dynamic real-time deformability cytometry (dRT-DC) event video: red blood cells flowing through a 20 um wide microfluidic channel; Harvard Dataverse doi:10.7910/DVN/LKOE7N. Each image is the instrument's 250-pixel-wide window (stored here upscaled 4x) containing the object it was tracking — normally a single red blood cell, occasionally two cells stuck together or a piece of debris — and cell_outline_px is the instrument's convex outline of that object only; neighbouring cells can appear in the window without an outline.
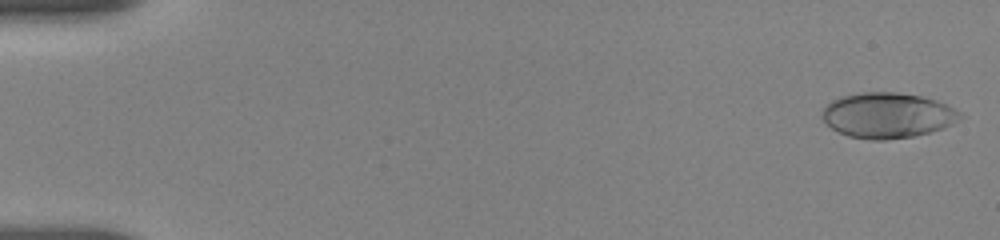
{"species": "human", "species_latin": "Homo sapiens", "temperature_condition": "room temperature", "stored_images_in_passage": 54, "camera_frame_rate_fps": 3000, "um_per_image_px": 0.085, "donor": {"sex": "female"}, "frame": {"image": 1, "passage_image": 1, "time_ms": 0.0, "image_size_px": [1000, 240], "cell_outline_px": [[964, 116], [952, 124], [944, 128], [912, 136], [884, 140], [872, 140], [848, 136], [832, 128], [820, 116], [824, 108], [832, 100], [840, 96], [860, 92], [896, 92], [924, 96], [936, 100], [960, 112]], "centroid_in_image_um": [75.43, 9.79], "position_along_channel_um": 9.6, "area_um2": 36.41}}
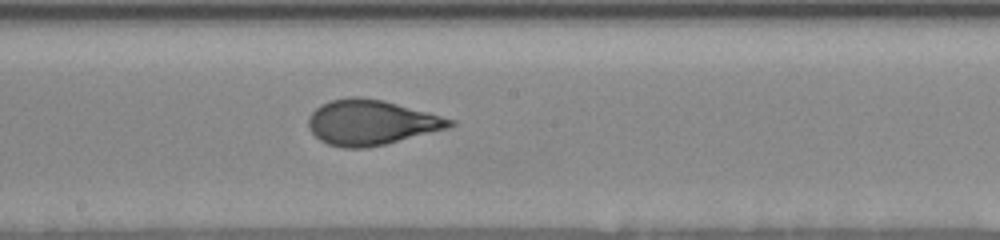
{"frame": {"image": 2, "passage_image": 30, "time_ms": 9.667, "image_size_px": [1000, 240], "cell_outline_px": [[456, 124], [448, 128], [384, 144], [364, 148], [344, 148], [328, 144], [320, 140], [308, 128], [308, 116], [320, 104], [332, 100], [348, 96], [360, 96], [384, 100], [456, 120]], "centroid_in_image_um": [31.52, 10.39], "position_along_channel_um": 216.7, "area_um2": 37.11}}
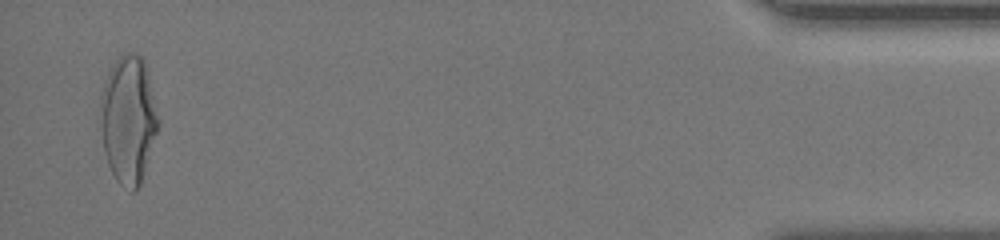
{"frame": {"image": 3, "passage_image": 53, "time_ms": 17.333, "image_size_px": [1000, 240], "cell_outline_px": [[160, 120], [140, 184], [132, 192], [120, 184], [116, 180], [108, 164], [104, 152], [100, 120], [100, 96], [104, 80], [108, 72], [116, 60], [124, 52], [132, 52], [140, 56], [144, 60]], "centroid_in_image_um": [10.89, 10.13], "position_along_channel_um": 424.3, "area_um2": 42.83}, "authors_computed_cell_mechanics": {"area_um2": 36.703, "velocity_mm_per_s": 3.6782, "shape_relaxation_time_tau1_ms": 4.808, "shape_relaxation_time_tau2_ms": null, "deformation_change_tau1": 0.2002, "deformation_change_tau2": null}}